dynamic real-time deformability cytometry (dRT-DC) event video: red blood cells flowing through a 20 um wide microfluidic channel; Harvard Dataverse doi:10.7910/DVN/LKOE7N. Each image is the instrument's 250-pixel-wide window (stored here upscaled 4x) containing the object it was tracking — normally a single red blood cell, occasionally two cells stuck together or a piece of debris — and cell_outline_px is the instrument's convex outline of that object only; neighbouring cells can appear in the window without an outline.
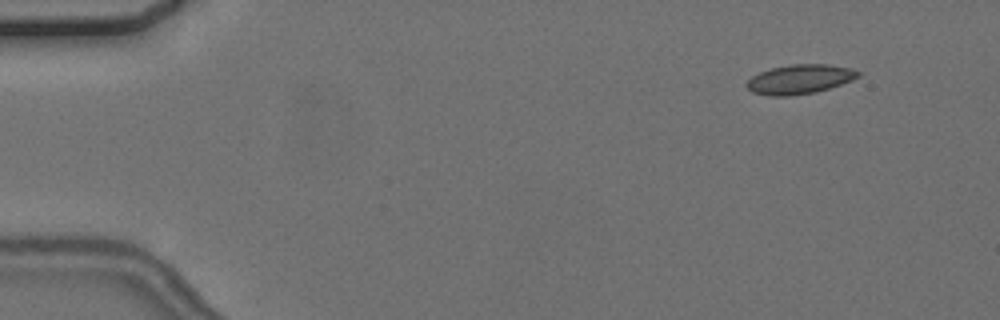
{"species": "common noctule bat (a hibernating species)", "species_latin": "Nyctalus noctula", "temperature_condition": "cold", "stored_images_in_passage": 6, "camera_frame_rate_fps": 3000, "um_per_image_px": 0.085, "animal": {"sex": "female", "body_mass_g": 24.6, "forearm_length_mm": 56.2}, "frame": {"image": 1, "passage_image": 2, "time_ms": 1.0, "image_size_px": [1000, 320], "cell_outline_px": [[860, 76], [852, 80], [816, 92], [788, 96], [768, 96], [752, 92], [744, 84], [752, 76], [760, 72], [772, 68], [792, 64], [828, 64], [852, 68], [860, 72]], "centroid_in_image_um": [67.97, 6.73], "position_along_channel_um": 17.0, "area_um2": 19.07}}